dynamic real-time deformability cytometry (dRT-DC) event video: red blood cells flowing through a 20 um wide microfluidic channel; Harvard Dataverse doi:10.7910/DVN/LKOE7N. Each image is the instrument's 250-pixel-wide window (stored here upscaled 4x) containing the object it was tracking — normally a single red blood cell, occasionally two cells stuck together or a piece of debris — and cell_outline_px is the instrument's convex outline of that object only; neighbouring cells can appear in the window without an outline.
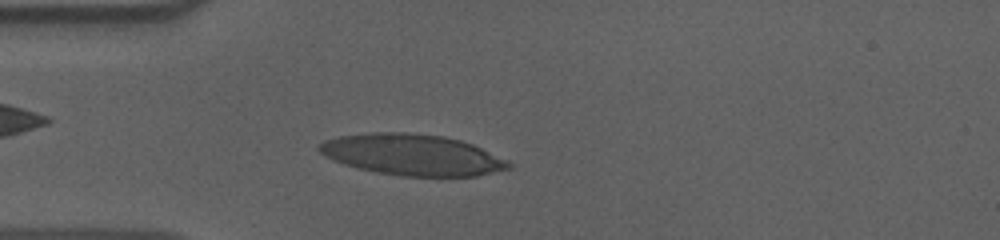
{"species": "human", "species_latin": "Homo sapiens", "temperature_condition": "cold", "stored_images_in_passage": 48, "camera_frame_rate_fps": 3000, "um_per_image_px": 0.085, "donor": {"sex": "male"}, "frame": {"image": 1, "passage_image": 12, "time_ms": 3.667, "image_size_px": [1000, 240], "cell_outline_px": [[512, 168], [476, 176], [400, 176], [376, 172], [356, 168], [332, 160], [324, 156], [316, 148], [316, 144], [324, 140], [340, 136], [372, 132], [408, 132], [444, 136], [460, 140], [472, 144], [508, 160], [512, 164]], "centroid_in_image_um": [35.01, 13.15], "position_along_channel_um": 50.0, "area_um2": 45.66}}
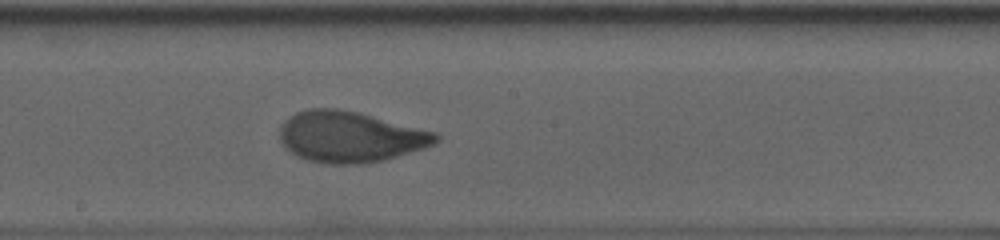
{"frame": {"image": 2, "passage_image": 27, "time_ms": 8.667, "image_size_px": [1000, 240], "cell_outline_px": [[440, 140], [436, 144], [424, 148], [384, 160], [364, 164], [324, 164], [308, 160], [296, 156], [280, 140], [280, 124], [288, 116], [296, 112], [308, 108], [336, 108], [360, 112], [440, 132]], "centroid_in_image_um": [29.81, 11.61], "position_along_channel_um": 218.4, "area_um2": 47.11}}
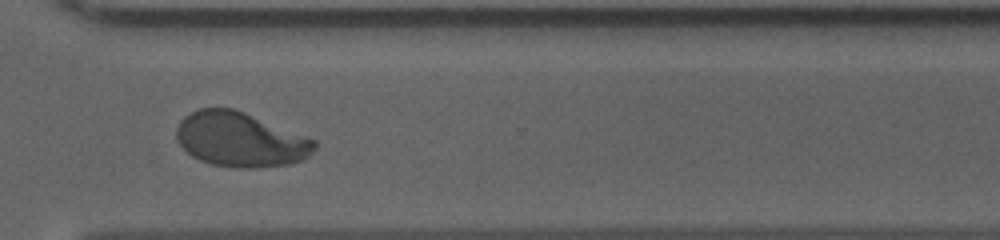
{"frame": {"image": 3, "passage_image": 38, "time_ms": 12.333, "image_size_px": [1000, 240], "cell_outline_px": [[316, 148], [304, 160], [292, 164], [256, 168], [232, 168], [212, 164], [200, 160], [192, 156], [180, 144], [176, 136], [176, 128], [180, 120], [184, 116], [200, 108], [232, 108], [244, 112], [316, 140]], "centroid_in_image_um": [20.44, 11.88], "position_along_channel_um": 350.2, "area_um2": 43.93}, "authors_computed_cell_mechanics": {"area_um2": 44.2459, "velocity_mm_per_s": 3.5936, "shape_relaxation_time_tau1_ms": 4.9277, "shape_relaxation_time_tau2_ms": null, "deformation_change_tau1": 0.2101, "deformation_change_tau2": null}}